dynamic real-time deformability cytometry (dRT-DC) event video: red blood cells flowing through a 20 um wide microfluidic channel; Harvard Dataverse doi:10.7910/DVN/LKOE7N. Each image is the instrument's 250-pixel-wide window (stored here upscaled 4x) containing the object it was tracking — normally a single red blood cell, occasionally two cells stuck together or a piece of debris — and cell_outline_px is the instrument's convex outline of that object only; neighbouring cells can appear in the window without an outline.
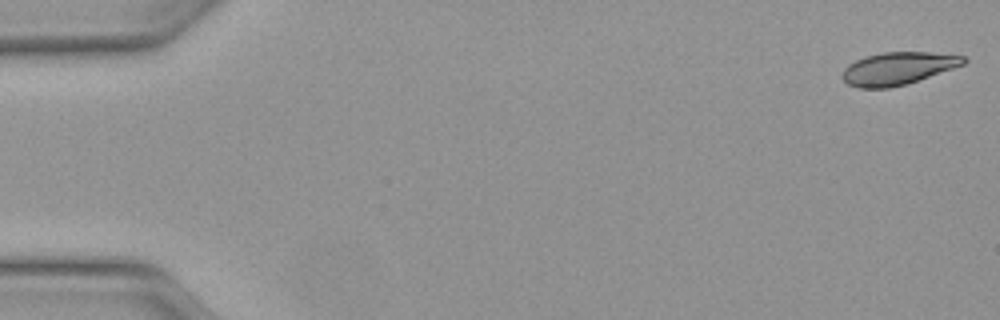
{"species": "Egyptian fruit bat (a non-hibernating species)", "species_latin": "Rousettus aegyptiacus", "temperature_condition": "warm", "stored_images_in_passage": 39, "camera_frame_rate_fps": 3000, "um_per_image_px": 0.085, "animal": {"sex": "female"}, "frame": {"image": 1, "passage_image": 1, "time_ms": 0.0, "image_size_px": [1000, 320], "cell_outline_px": [[968, 60], [964, 64], [908, 84], [888, 88], [856, 88], [848, 84], [840, 76], [844, 68], [848, 64], [856, 60], [868, 56], [884, 52], [928, 52], [964, 56]], "centroid_in_image_um": [76.29, 5.83], "position_along_channel_um": 8.7, "area_um2": 23.0}}
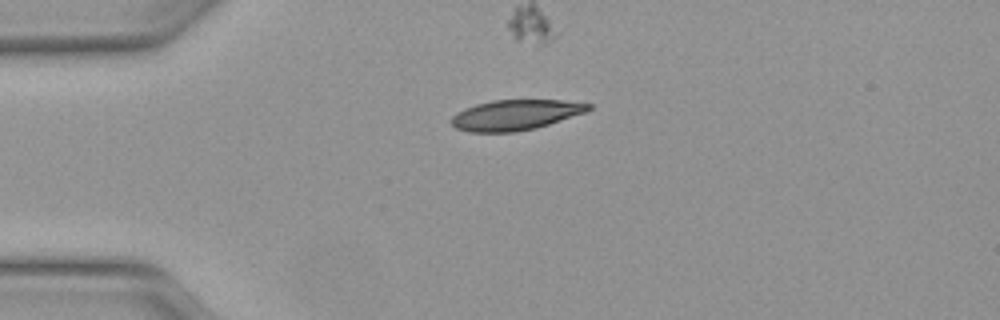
{"frame": {"image": 2, "passage_image": 12, "time_ms": 3.667, "image_size_px": [1000, 320], "cell_outline_px": [[592, 108], [584, 112], [536, 128], [516, 132], [468, 132], [456, 128], [448, 120], [456, 112], [464, 108], [476, 104], [492, 100], [564, 100], [592, 104]], "centroid_in_image_um": [43.75, 9.77], "position_along_channel_um": 41.2, "area_um2": 24.28}}
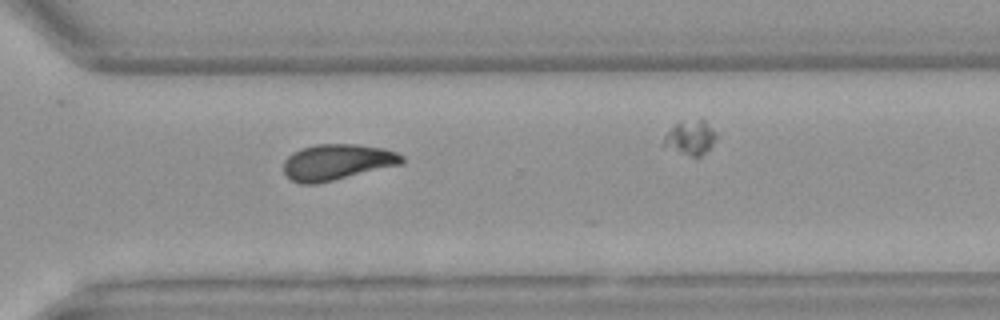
{"frame": {"image": 3, "passage_image": 36, "time_ms": 11.667, "image_size_px": [1000, 320], "cell_outline_px": [[404, 164], [316, 184], [300, 184], [284, 176], [284, 160], [292, 152], [300, 148], [316, 144], [356, 144], [384, 148], [396, 152], [404, 156]], "centroid_in_image_um": [28.65, 13.78], "position_along_channel_um": 341.9, "area_um2": 25.09}}